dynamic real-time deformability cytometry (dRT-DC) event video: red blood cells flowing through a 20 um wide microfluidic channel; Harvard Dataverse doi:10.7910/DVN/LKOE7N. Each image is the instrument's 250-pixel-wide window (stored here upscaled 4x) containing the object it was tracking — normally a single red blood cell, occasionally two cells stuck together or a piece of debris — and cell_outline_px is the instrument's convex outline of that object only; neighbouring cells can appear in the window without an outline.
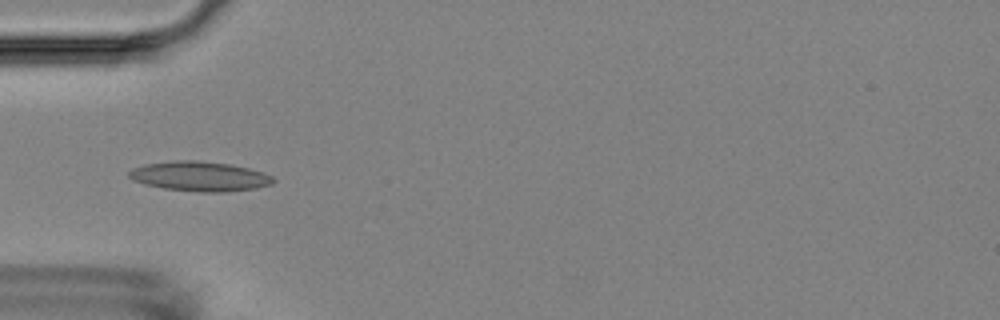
{"species": "Egyptian fruit bat (a non-hibernating species)", "species_latin": "Rousettus aegyptiacus", "temperature_condition": "room temperature", "stored_images_in_passage": 9, "camera_frame_rate_fps": 3000, "um_per_image_px": 0.085, "animal": {"sex": "female"}, "frame": {"image": 1, "passage_image": 7, "time_ms": 7.0, "image_size_px": [1000, 320], "cell_outline_px": [[276, 180], [272, 184], [256, 188], [224, 192], [200, 192], [164, 188], [144, 184], [132, 180], [128, 176], [128, 172], [132, 168], [144, 164], [176, 160], [196, 160], [228, 164], [248, 168], [264, 172], [272, 176]], "centroid_in_image_um": [16.96, 14.98], "position_along_channel_um": 68.0, "area_um2": 25.03}}